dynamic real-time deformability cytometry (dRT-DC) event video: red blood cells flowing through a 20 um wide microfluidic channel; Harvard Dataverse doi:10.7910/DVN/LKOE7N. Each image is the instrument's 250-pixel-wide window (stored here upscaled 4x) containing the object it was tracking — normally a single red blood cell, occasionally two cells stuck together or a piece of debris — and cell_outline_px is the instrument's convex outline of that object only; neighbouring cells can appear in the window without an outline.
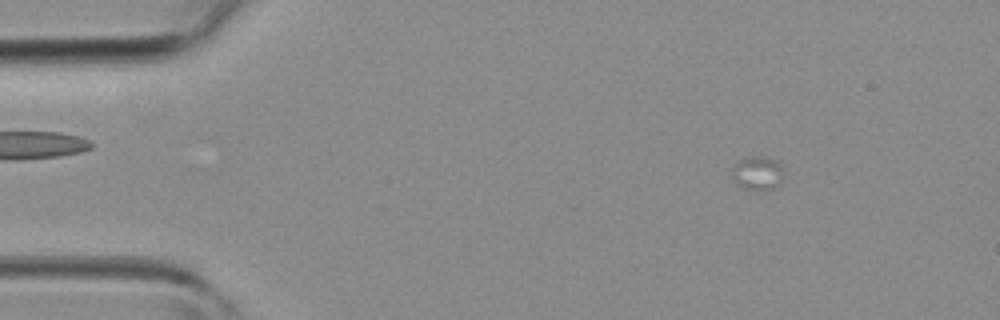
{"species": "common noctule bat (a hibernating species)", "species_latin": "Nyctalus noctula", "temperature_condition": "room temperature", "stored_images_in_passage": 14, "camera_frame_rate_fps": 3000, "um_per_image_px": 0.085, "animal": {"sex": "female", "body_mass_g": 19.3, "forearm_length_mm": 54.1}, "frame": {"image": 1, "passage_image": 6, "time_ms": 1.667, "image_size_px": [1000, 320], "cell_outline_px": [[784, 172], [780, 180], [772, 188], [756, 192], [744, 188], [736, 184], [732, 180], [732, 168], [740, 160], [748, 156], [764, 156], [772, 160]], "centroid_in_image_um": [64.31, 14.74], "position_along_channel_um": 20.7, "area_um2": 10.0}}